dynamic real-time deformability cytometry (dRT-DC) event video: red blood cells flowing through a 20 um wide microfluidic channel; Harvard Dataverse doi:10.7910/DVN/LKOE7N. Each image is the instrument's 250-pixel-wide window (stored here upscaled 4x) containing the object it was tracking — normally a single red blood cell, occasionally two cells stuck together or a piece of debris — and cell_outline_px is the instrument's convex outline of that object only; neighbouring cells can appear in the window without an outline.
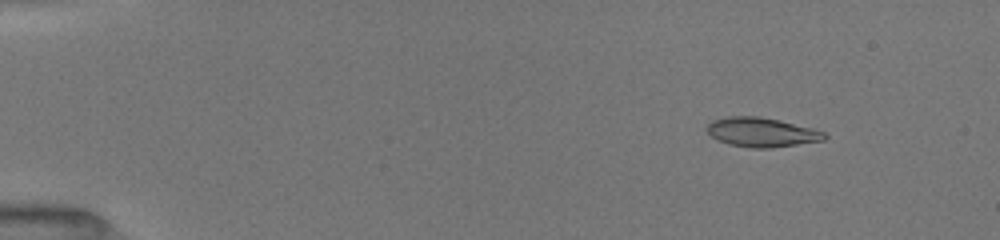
{"species": "common noctule bat (a hibernating species)", "species_latin": "Nyctalus noctula", "temperature_condition": "room temperature", "stored_images_in_passage": 38, "camera_frame_rate_fps": 3000, "um_per_image_px": 0.085, "animal": {"sex": "female", "body_mass_g": 19.5, "forearm_length_mm": 54.1}, "frame": {"image": 1, "passage_image": 7, "time_ms": 2.0, "image_size_px": [1000, 240], "cell_outline_px": [[828, 136], [824, 140], [772, 148], [752, 148], [728, 144], [716, 140], [704, 128], [712, 120], [728, 116], [760, 116], [780, 120], [812, 128], [824, 132]], "centroid_in_image_um": [64.71, 11.24], "position_along_channel_um": 20.3, "area_um2": 20.23}}
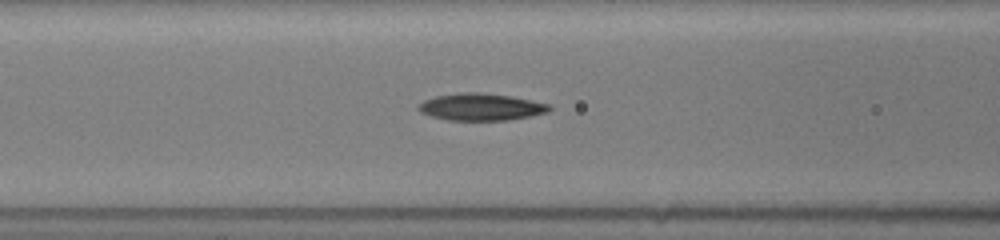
{"frame": {"image": 2, "passage_image": 23, "time_ms": 7.333, "image_size_px": [1000, 240], "cell_outline_px": [[552, 108], [548, 112], [508, 120], [448, 120], [432, 116], [420, 112], [416, 108], [424, 100], [436, 96], [460, 92], [480, 92], [512, 96], [552, 104]], "centroid_in_image_um": [40.91, 9.08], "position_along_channel_um": 125.7, "area_um2": 20.69}}
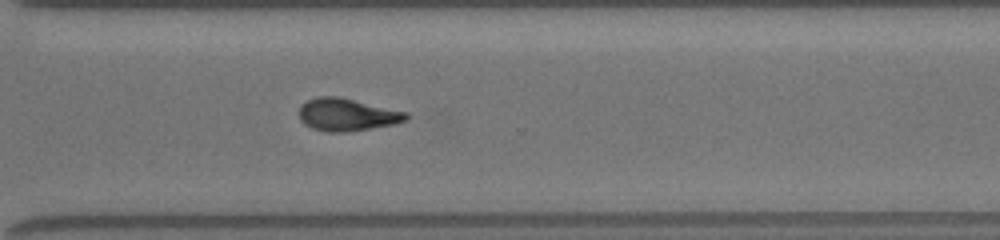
{"frame": {"image": 3, "passage_image": 38, "time_ms": 1679.333, "image_size_px": [1000, 240], "cell_outline_px": [[408, 120], [396, 124], [344, 132], [328, 132], [312, 128], [304, 124], [300, 120], [300, 104], [316, 96], [340, 96], [408, 112]], "centroid_in_image_um": [29.51, 9.73], "position_along_channel_um": 341.1, "area_um2": 20.46}}